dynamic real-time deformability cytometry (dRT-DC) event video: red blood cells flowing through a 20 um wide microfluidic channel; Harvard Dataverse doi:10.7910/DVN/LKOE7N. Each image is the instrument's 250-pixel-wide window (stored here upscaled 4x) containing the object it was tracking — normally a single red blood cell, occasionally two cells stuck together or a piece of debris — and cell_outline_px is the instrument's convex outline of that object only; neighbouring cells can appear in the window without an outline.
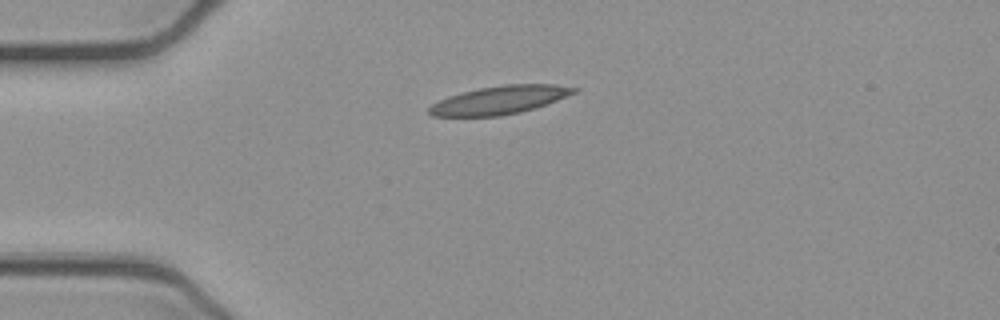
{"species": "common noctule bat (a hibernating species)", "species_latin": "Nyctalus noctula", "temperature_condition": "cold", "stored_images_in_passage": 40, "camera_frame_rate_fps": 3000, "um_per_image_px": 0.085, "animal": {"sex": "female", "body_mass_g": 21.9}, "frame": {"image": 1, "passage_image": 1, "time_ms": 0.0, "image_size_px": [1000, 320], "cell_outline_px": [[580, 88], [576, 92], [556, 100], [520, 112], [500, 116], [432, 116], [428, 112], [428, 108], [432, 104], [448, 96], [480, 88], [504, 84], [556, 84]], "centroid_in_image_um": [42.46, 8.49], "position_along_channel_um": 42.5, "area_um2": 23.52}}
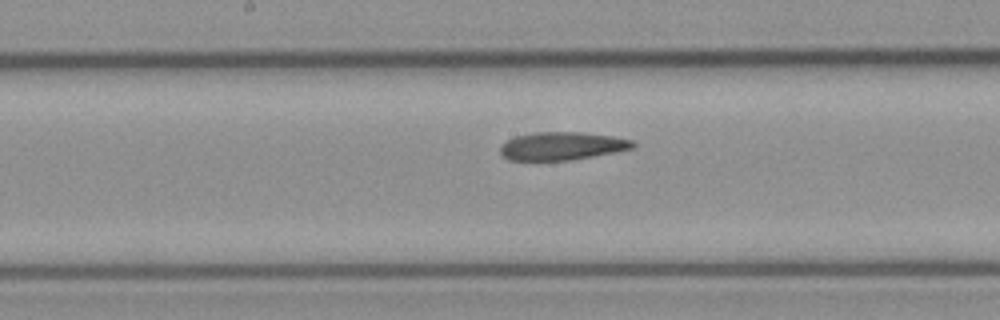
{"frame": {"image": 2, "passage_image": 15, "time_ms": 4.667, "image_size_px": [1000, 320], "cell_outline_px": [[636, 144], [632, 148], [616, 152], [572, 160], [508, 160], [500, 156], [500, 144], [516, 136], [536, 132], [584, 132], [612, 136], [632, 140]], "centroid_in_image_um": [47.74, 12.41], "position_along_channel_um": 200.5, "area_um2": 21.79}}
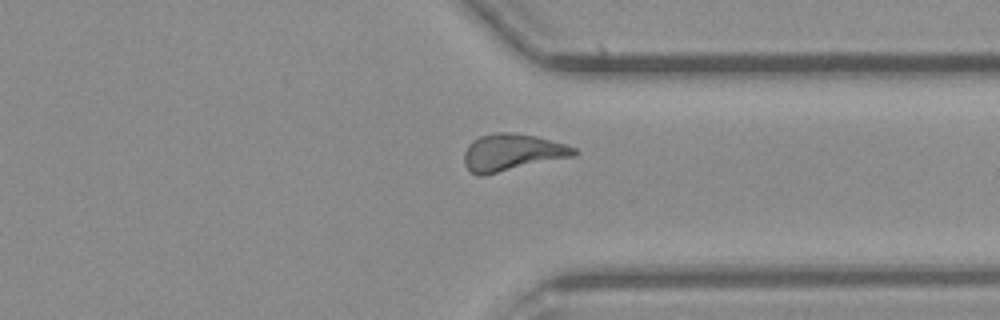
{"frame": {"image": 3, "passage_image": 28, "time_ms": 9.0, "image_size_px": [1000, 320], "cell_outline_px": [[580, 152], [576, 156], [484, 176], [476, 176], [464, 164], [464, 152], [468, 144], [472, 140], [480, 136], [492, 132], [508, 132], [536, 136], [564, 144], [576, 148]], "centroid_in_image_um": [43.53, 12.97], "position_along_channel_um": 367.9, "area_um2": 24.04}, "authors_computed_cell_mechanics": {"area_um2": 22.542, "velocity_mm_per_s": 3.878, "shape_relaxation_time_tau1_ms": null, "shape_relaxation_time_tau2_ms": 2.2119, "deformation_change_tau1": null, "deformation_change_tau2": 0.0957}}